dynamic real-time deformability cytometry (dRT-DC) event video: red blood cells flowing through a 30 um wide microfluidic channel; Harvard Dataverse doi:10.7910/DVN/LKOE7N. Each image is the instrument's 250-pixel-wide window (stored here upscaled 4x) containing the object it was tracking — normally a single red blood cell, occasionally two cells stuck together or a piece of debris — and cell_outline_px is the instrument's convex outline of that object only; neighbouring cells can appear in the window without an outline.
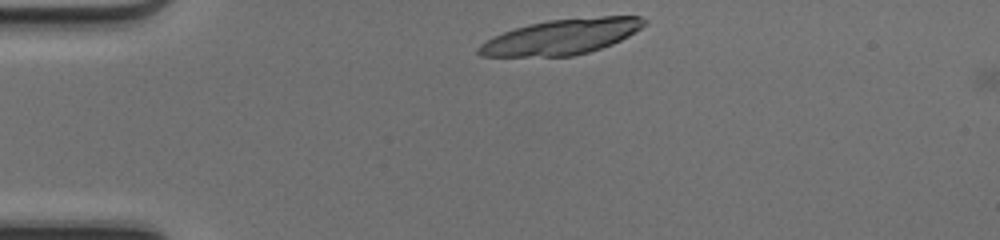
{"species": "common noctule bat (a hibernating species)", "species_latin": "Nyctalus noctula", "temperature_condition": "cold", "stored_images_in_passage": 5, "camera_frame_rate_fps": 3000, "um_per_image_px": 0.085, "animal": {"sex": "female", "body_mass_g": 17.0, "forearm_length_mm": 48.0}, "frame": {"image": 1, "passage_image": 1, "time_ms": 0.0, "image_size_px": [1000, 240], "cell_outline_px": [[648, 20], [640, 28], [628, 36], [612, 44], [588, 52], [572, 56], [480, 56], [476, 52], [476, 48], [480, 44], [492, 36], [528, 24], [548, 20], [600, 16], [640, 16]], "centroid_in_image_um": [47.7, 3.12], "position_along_channel_um": 37.3, "area_um2": 33.93}}